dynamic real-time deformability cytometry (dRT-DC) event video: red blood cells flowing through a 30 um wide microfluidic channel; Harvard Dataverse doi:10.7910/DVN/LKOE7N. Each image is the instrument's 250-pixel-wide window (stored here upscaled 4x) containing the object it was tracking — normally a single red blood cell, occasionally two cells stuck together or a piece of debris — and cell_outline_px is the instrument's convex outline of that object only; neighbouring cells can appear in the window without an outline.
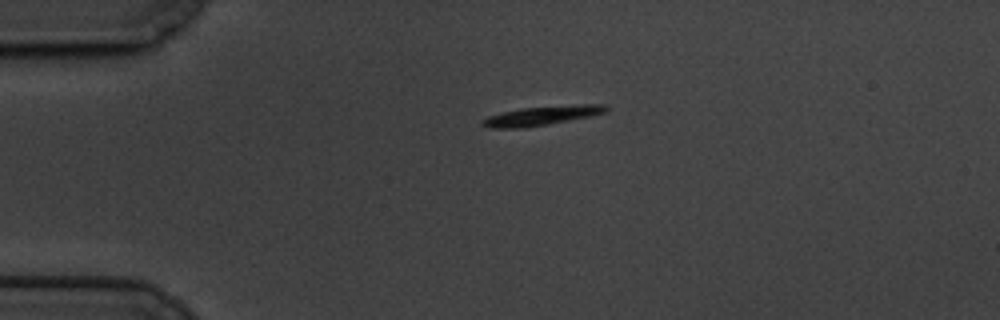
{"species": "common noctule bat (a hibernating species)", "species_latin": "Nyctalus noctula", "temperature_condition": "cold", "stored_images_in_passage": 5, "segment_of_instrument_passage": [1, 2], "camera_frame_rate_fps": 3000, "um_per_image_px": 0.085, "animal": {"sex": "male", "body_mass_g": 19.5, "forearm_length_mm": 54.6}, "frame": {"image": 1, "passage_image": 1, "time_ms": 0.0, "image_size_px": [1000, 320], "cell_outline_px": [[608, 112], [592, 116], [548, 124], [524, 128], [488, 128], [480, 124], [480, 120], [488, 116], [520, 108], [576, 104], [604, 104], [608, 108]], "centroid_in_image_um": [46.06, 9.83], "position_along_channel_um": 38.9, "area_um2": 14.05}}